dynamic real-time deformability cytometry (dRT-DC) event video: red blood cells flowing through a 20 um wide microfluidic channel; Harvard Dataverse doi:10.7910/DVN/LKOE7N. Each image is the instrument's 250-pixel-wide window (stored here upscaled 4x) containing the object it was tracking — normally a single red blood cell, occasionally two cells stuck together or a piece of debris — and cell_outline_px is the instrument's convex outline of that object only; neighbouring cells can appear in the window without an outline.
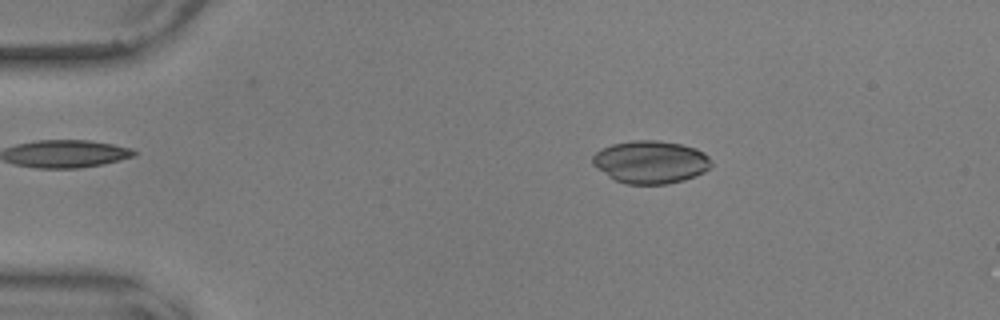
{"species": "common noctule bat (a hibernating species)", "species_latin": "Nyctalus noctula", "temperature_condition": "warm", "stored_images_in_passage": 56, "camera_frame_rate_fps": 3000, "um_per_image_px": 0.085, "animal": {"sex": "male", "body_mass_g": 17.9, "forearm_length_mm": 54.2}, "frame": {"image": 1, "passage_image": 11, "time_ms": 3.333, "image_size_px": [1000, 320], "cell_outline_px": [[712, 164], [704, 172], [696, 176], [684, 180], [668, 184], [624, 184], [616, 180], [596, 168], [592, 164], [592, 156], [596, 152], [612, 144], [632, 140], [656, 140], [680, 144], [696, 148], [704, 152], [712, 160]], "centroid_in_image_um": [55.32, 13.77], "position_along_channel_um": 29.7, "area_um2": 29.65}}
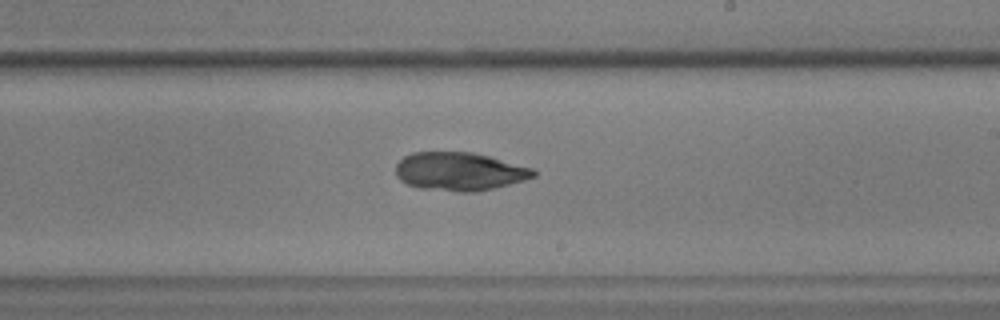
{"frame": {"image": 2, "passage_image": 34, "time_ms": 11.0, "image_size_px": [1000, 320], "cell_outline_px": [[536, 176], [524, 180], [476, 192], [460, 192], [420, 188], [408, 184], [400, 180], [396, 176], [396, 164], [404, 156], [412, 152], [472, 152], [488, 156], [532, 168], [536, 172]], "centroid_in_image_um": [39.02, 14.57], "position_along_channel_um": 250.0, "area_um2": 30.58}}
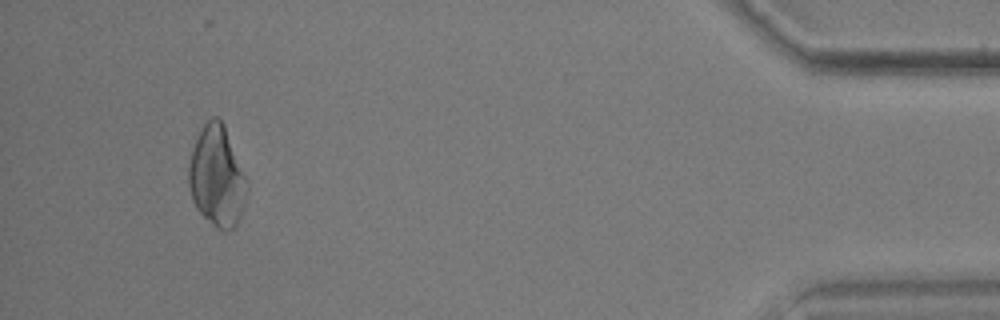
{"frame": {"image": 3, "passage_image": 53, "time_ms": 17.333, "image_size_px": [1000, 320], "cell_outline_px": [[244, 204], [240, 216], [236, 224], [228, 232], [224, 232], [216, 228], [196, 208], [192, 200], [188, 184], [188, 168], [192, 148], [204, 124], [212, 116], [216, 116], [224, 124], [244, 176]], "centroid_in_image_um": [18.38, 15.02], "position_along_channel_um": 416.8, "area_um2": 33.29}}